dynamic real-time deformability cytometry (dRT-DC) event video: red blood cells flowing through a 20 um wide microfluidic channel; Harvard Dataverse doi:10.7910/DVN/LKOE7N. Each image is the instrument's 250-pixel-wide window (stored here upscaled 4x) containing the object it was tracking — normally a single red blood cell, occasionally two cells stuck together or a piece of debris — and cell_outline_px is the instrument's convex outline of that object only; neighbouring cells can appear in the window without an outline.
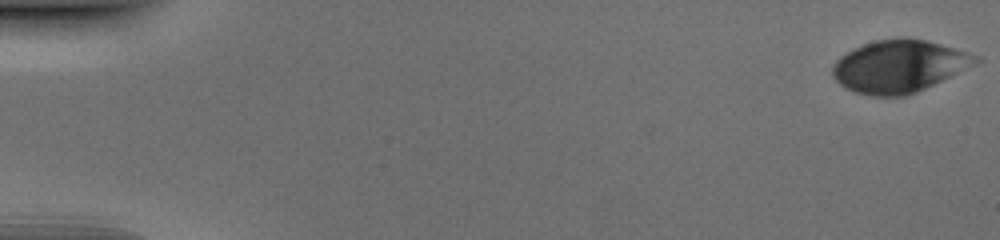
{"species": "human", "species_latin": "Homo sapiens", "temperature_condition": "cold", "stored_images_in_passage": 52, "camera_frame_rate_fps": 3000, "um_per_image_px": 0.085, "donor": {"sex": "male"}, "frame": {"image": 1, "passage_image": 1, "time_ms": 0.0, "image_size_px": [1000, 240], "cell_outline_px": [[984, 60], [976, 64], [908, 96], [872, 96], [856, 92], [844, 88], [832, 76], [832, 64], [840, 56], [852, 48], [876, 40], [900, 36], [904, 36], [924, 40], [940, 44], [968, 52], [980, 56]], "centroid_in_image_um": [76.41, 5.62], "position_along_channel_um": 8.6, "area_um2": 43.99}}
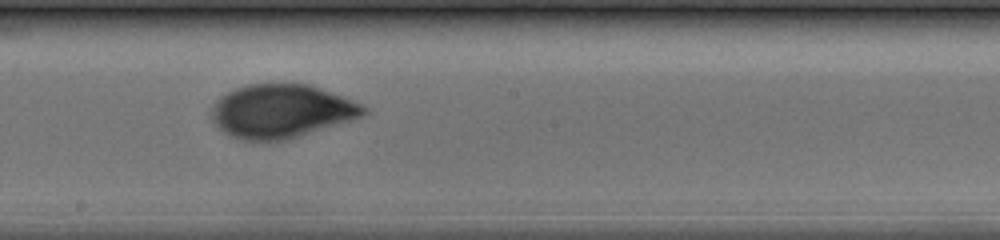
{"frame": {"image": 2, "passage_image": 30, "time_ms": 9.667, "image_size_px": [1000, 240], "cell_outline_px": [[368, 112], [360, 116], [348, 120], [284, 140], [244, 140], [228, 136], [212, 120], [212, 104], [220, 96], [236, 88], [248, 84], [308, 84], [320, 88], [360, 104], [368, 108]], "centroid_in_image_um": [23.84, 9.44], "position_along_channel_um": 224.4, "area_um2": 46.53}}
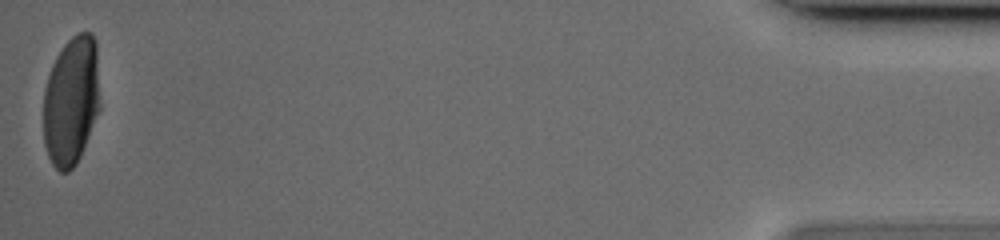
{"frame": {"image": 3, "passage_image": 52, "time_ms": 17.0, "image_size_px": [1000, 240], "cell_outline_px": [[100, 108], [80, 156], [76, 164], [68, 172], [60, 172], [52, 164], [48, 156], [44, 144], [44, 88], [52, 64], [56, 56], [64, 44], [76, 32], [92, 32], [96, 40]], "centroid_in_image_um": [6.05, 8.55], "position_along_channel_um": 429.1, "area_um2": 42.83}}